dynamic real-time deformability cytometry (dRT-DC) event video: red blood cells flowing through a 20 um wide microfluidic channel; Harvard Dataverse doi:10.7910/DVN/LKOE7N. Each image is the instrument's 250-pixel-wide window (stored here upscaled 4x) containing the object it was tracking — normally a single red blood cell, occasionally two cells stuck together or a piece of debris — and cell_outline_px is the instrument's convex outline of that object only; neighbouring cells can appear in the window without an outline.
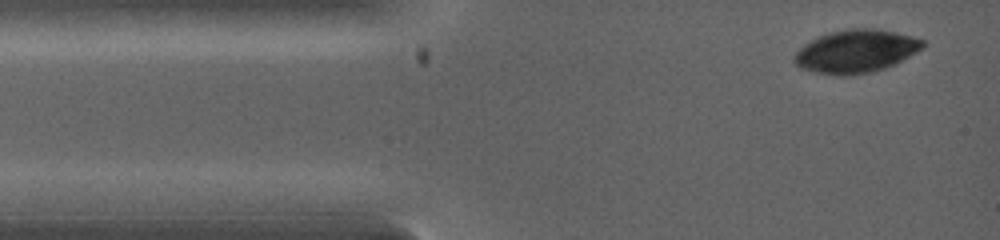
{"species": "common noctule bat (a hibernating species)", "species_latin": "Nyctalus noctula", "temperature_condition": "warm", "stored_images_in_passage": 7, "camera_frame_rate_fps": 5000, "um_per_image_px": 0.085, "animal": {"sex": "female", "body_mass_g": 19.0, "forearm_length_mm": 53.3}, "frame": {"image": 1, "passage_image": 1, "time_ms": 0.0, "image_size_px": [1000, 240], "cell_outline_px": [[924, 48], [896, 64], [884, 68], [868, 72], [844, 76], [840, 76], [816, 72], [800, 68], [792, 60], [792, 56], [804, 44], [820, 36], [832, 32], [852, 28], [876, 28], [896, 32], [912, 36], [924, 40]], "centroid_in_image_um": [72.77, 4.36], "position_along_channel_um": 12.2, "area_um2": 32.14}}